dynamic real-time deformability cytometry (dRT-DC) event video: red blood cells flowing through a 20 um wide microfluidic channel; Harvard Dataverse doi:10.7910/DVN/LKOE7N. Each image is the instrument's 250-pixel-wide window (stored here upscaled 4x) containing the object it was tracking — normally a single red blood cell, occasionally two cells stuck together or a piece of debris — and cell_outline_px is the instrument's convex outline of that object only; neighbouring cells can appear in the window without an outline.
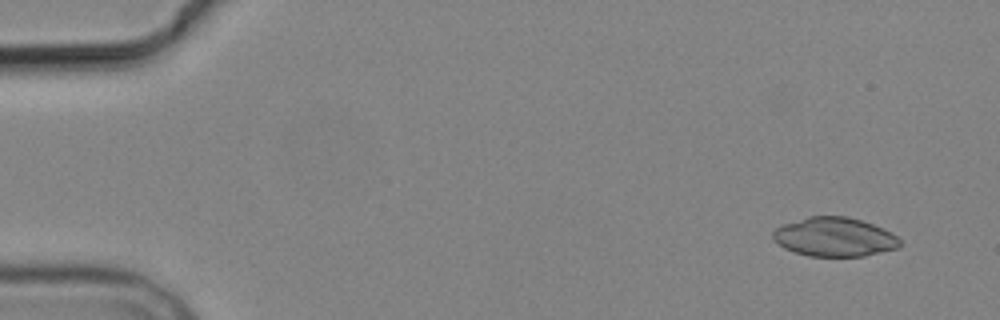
{"species": "common noctule bat (a hibernating species)", "species_latin": "Nyctalus noctula", "temperature_condition": "cold", "stored_images_in_passage": 4, "camera_frame_rate_fps": 3000, "um_per_image_px": 0.085, "animal": {"sex": "male", "body_mass_g": 19.2, "forearm_length_mm": 51.8}, "frame": {"image": 1, "passage_image": 1, "time_ms": 0.0, "image_size_px": [1000, 320], "cell_outline_px": [[900, 248], [864, 256], [808, 256], [784, 248], [772, 236], [772, 232], [776, 228], [784, 224], [808, 216], [848, 216], [884, 228], [896, 236], [900, 240]], "centroid_in_image_um": [70.96, 20.14], "position_along_channel_um": 14.0, "area_um2": 28.78}}